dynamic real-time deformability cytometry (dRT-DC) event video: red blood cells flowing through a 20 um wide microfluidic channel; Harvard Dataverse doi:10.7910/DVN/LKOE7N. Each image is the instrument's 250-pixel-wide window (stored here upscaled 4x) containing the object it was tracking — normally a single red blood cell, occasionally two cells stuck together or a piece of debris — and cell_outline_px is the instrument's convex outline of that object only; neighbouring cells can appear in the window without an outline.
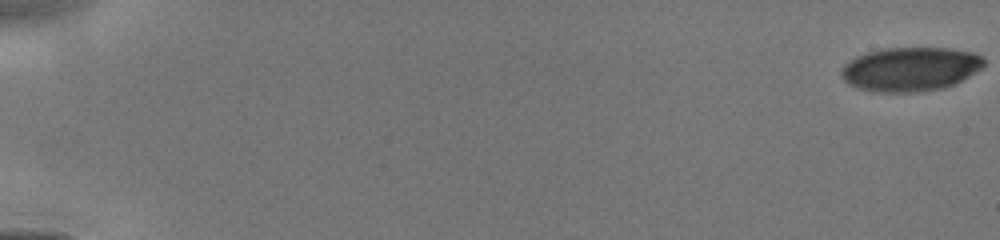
{"species": "human", "species_latin": "Homo sapiens", "temperature_condition": "cold", "stored_images_in_passage": 27, "camera_frame_rate_fps": 3000, "um_per_image_px": 0.085, "donor": {"sex": "male"}, "frame": {"image": 1, "passage_image": 1, "time_ms": 0.0, "image_size_px": [1000, 240], "cell_outline_px": [[984, 64], [980, 68], [956, 84], [944, 88], [916, 92], [876, 92], [860, 88], [848, 84], [844, 80], [840, 72], [844, 64], [856, 56], [864, 52], [884, 48], [952, 48], [976, 52], [984, 56]], "centroid_in_image_um": [77.39, 5.86], "position_along_channel_um": 7.6, "area_um2": 36.88}}
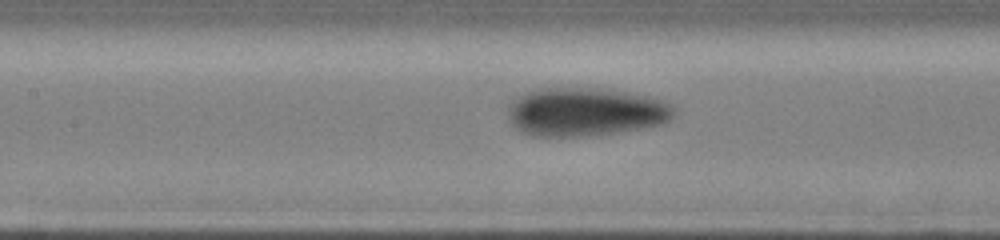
{"frame": {"image": 2, "passage_image": 23, "time_ms": 7.667, "image_size_px": [1000, 240], "cell_outline_px": [[672, 116], [668, 120], [660, 124], [640, 128], [612, 132], [580, 136], [532, 136], [516, 128], [512, 124], [508, 116], [508, 104], [516, 96], [536, 88], [596, 88], [624, 92], [648, 96], [664, 100], [672, 104]], "centroid_in_image_um": [49.68, 9.49], "position_along_channel_um": 157.7, "area_um2": 46.53}}
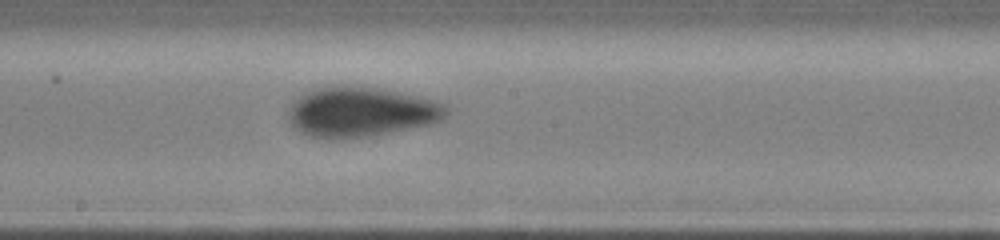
{"frame": {"image": 3, "passage_image": 26, "time_ms": 9.0, "image_size_px": [1000, 240], "cell_outline_px": [[448, 116], [432, 124], [372, 136], [328, 140], [308, 136], [300, 132], [288, 120], [288, 112], [292, 104], [300, 96], [316, 88], [328, 84], [344, 84], [376, 88], [400, 92], [436, 100], [444, 104], [448, 108]], "centroid_in_image_um": [30.68, 9.51], "position_along_channel_um": 217.5, "area_um2": 46.59}}